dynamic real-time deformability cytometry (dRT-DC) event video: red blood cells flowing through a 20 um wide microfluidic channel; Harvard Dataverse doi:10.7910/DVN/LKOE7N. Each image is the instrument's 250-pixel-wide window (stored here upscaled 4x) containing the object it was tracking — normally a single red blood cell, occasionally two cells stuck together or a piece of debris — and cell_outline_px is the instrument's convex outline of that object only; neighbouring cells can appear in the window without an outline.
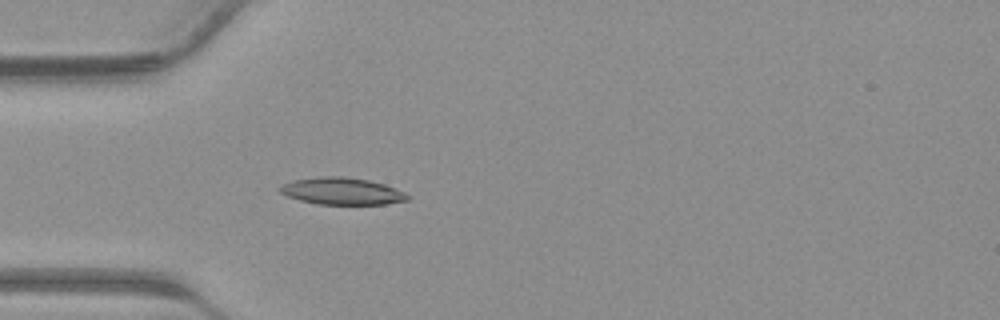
{"species": "common noctule bat (a hibernating species)", "species_latin": "Nyctalus noctula", "temperature_condition": "warm", "stored_images_in_passage": 31, "camera_frame_rate_fps": 3000, "um_per_image_px": 0.085, "animal": {"sex": "male", "body_mass_g": 23.1, "forearm_length_mm": 52.7}, "frame": {"image": 1, "passage_image": 3, "time_ms": 0.667, "image_size_px": [1000, 320], "cell_outline_px": [[408, 200], [384, 204], [316, 204], [300, 200], [288, 196], [280, 192], [276, 188], [292, 180], [320, 176], [344, 176], [368, 180], [384, 184], [404, 192], [408, 196]], "centroid_in_image_um": [29.02, 16.24], "position_along_channel_um": 56.0, "area_um2": 20.0}}
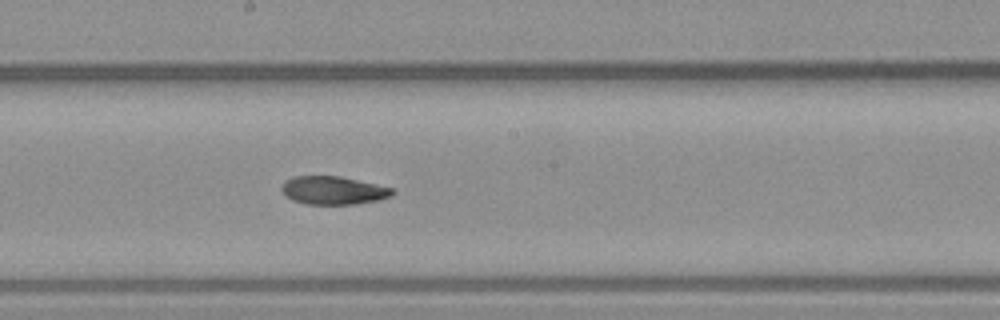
{"frame": {"image": 2, "passage_image": 13, "time_ms": 4.0, "image_size_px": [1000, 320], "cell_outline_px": [[396, 192], [392, 196], [380, 200], [356, 204], [304, 204], [292, 200], [280, 188], [284, 180], [296, 176], [340, 176], [396, 188]], "centroid_in_image_um": [28.39, 16.18], "position_along_channel_um": 219.8, "area_um2": 18.44}}
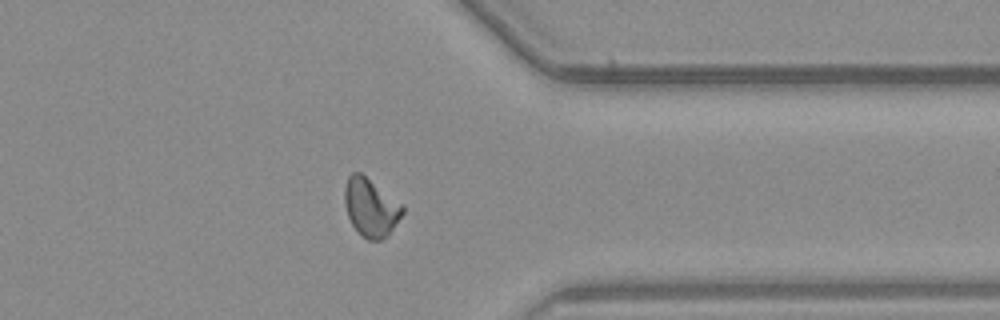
{"frame": {"image": 3, "passage_image": 23, "time_ms": 7.333, "image_size_px": [1000, 320], "cell_outline_px": [[404, 212], [388, 236], [380, 240], [368, 240], [360, 236], [352, 224], [348, 216], [344, 204], [344, 188], [348, 176], [352, 172], [360, 172], [404, 204]], "centroid_in_image_um": [31.52, 17.64], "position_along_channel_um": 379.9, "area_um2": 19.94}}